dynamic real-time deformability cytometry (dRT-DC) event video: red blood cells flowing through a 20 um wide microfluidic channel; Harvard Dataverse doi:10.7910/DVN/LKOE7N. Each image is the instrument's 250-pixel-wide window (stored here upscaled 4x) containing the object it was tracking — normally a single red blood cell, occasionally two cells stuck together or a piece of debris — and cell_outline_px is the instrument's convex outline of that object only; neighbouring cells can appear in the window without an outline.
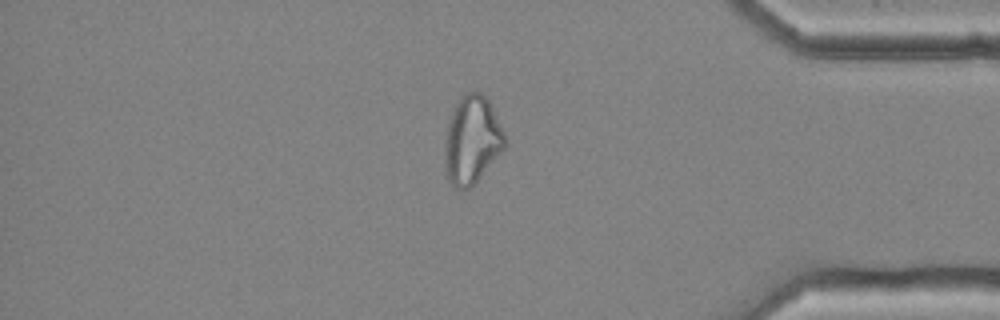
{"species": "common noctule bat (a hibernating species)", "species_latin": "Nyctalus noctula", "temperature_condition": "cold", "stored_images_in_passage": 56, "camera_frame_rate_fps": 3000, "um_per_image_px": 0.085, "animal": {"sex": "female", "body_mass_g": 25.1}, "frame": {"image": 1, "passage_image": 48, "time_ms": 15.667, "image_size_px": [1000, 320], "cell_outline_px": [[508, 140], [504, 148], [472, 188], [456, 188], [448, 180], [444, 172], [444, 164], [448, 120], [456, 104], [464, 92], [480, 92], [488, 100]], "centroid_in_image_um": [40.11, 11.93], "position_along_channel_um": 395.1, "area_um2": 30.69}}